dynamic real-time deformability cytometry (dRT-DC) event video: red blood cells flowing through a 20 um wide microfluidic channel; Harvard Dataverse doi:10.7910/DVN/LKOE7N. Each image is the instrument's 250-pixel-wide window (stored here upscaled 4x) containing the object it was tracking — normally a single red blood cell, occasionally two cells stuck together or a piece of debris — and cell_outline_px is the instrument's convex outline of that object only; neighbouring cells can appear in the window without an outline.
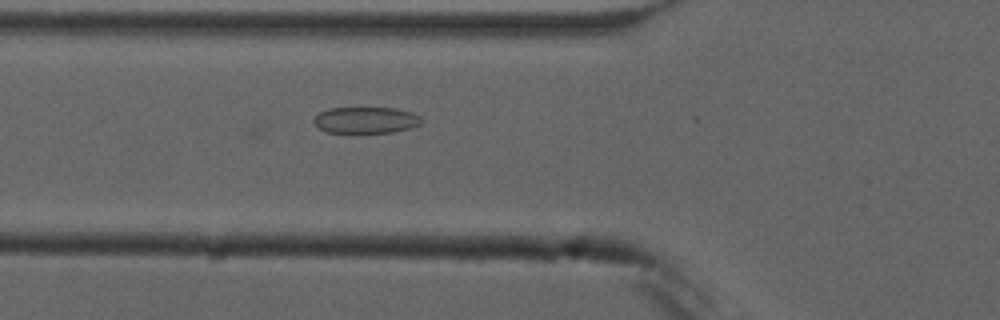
{"species": "common noctule bat (a hibernating species)", "species_latin": "Nyctalus noctula", "temperature_condition": "cold", "stored_images_in_passage": 3, "camera_frame_rate_fps": 3000, "um_per_image_px": 0.085, "animal": {"sex": "male", "forearm_length_mm": 52.5}, "frame": {"image": 1, "passage_image": 3, "time_ms": 2.333, "image_size_px": [1000, 320], "cell_outline_px": [[420, 124], [408, 128], [392, 132], [360, 136], [328, 132], [320, 128], [312, 120], [320, 112], [328, 108], [392, 108], [412, 112], [420, 116]], "centroid_in_image_um": [31.05, 10.26], "position_along_channel_um": 94.7, "area_um2": 17.11}}